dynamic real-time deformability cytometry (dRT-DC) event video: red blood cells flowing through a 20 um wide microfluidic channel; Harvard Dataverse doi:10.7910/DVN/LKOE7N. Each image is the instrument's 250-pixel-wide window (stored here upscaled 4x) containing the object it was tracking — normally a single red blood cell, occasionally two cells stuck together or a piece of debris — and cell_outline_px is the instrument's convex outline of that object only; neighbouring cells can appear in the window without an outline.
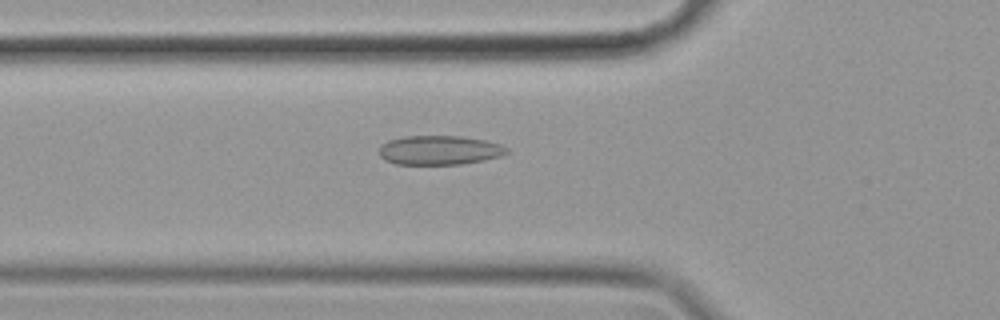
{"species": "common noctule bat (a hibernating species)", "species_latin": "Nyctalus noctula", "temperature_condition": "cold", "stored_images_in_passage": 56, "camera_frame_rate_fps": 3000, "um_per_image_px": 0.085, "animal": {"sex": "female", "body_mass_g": 19.9}, "frame": {"image": 1, "passage_image": 19, "time_ms": 6.0, "image_size_px": [1000, 320], "cell_outline_px": [[508, 152], [500, 156], [484, 160], [460, 164], [396, 164], [384, 160], [380, 156], [380, 144], [388, 140], [404, 136], [460, 136], [484, 140], [500, 144], [508, 148]], "centroid_in_image_um": [37.32, 12.76], "position_along_channel_um": 88.5, "area_um2": 21.73}}
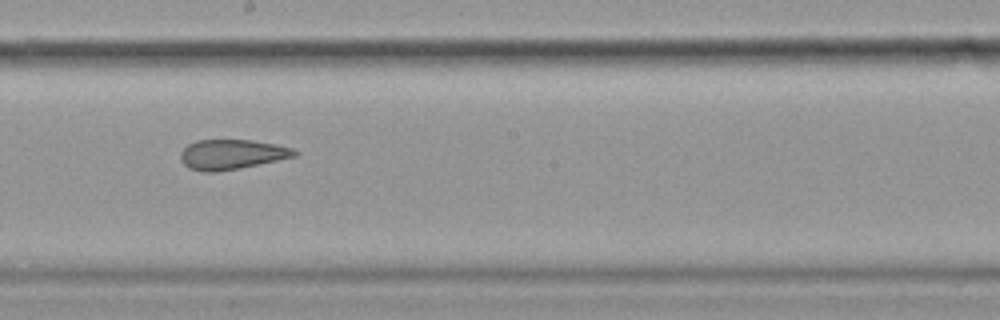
{"frame": {"image": 2, "passage_image": 31, "time_ms": 10.0, "image_size_px": [1000, 320], "cell_outline_px": [[300, 152], [296, 156], [240, 168], [216, 172], [204, 172], [188, 168], [180, 160], [180, 152], [188, 144], [196, 140], [252, 140], [276, 144], [292, 148]], "centroid_in_image_um": [19.68, 13.12], "position_along_channel_um": 228.5, "area_um2": 19.94}}
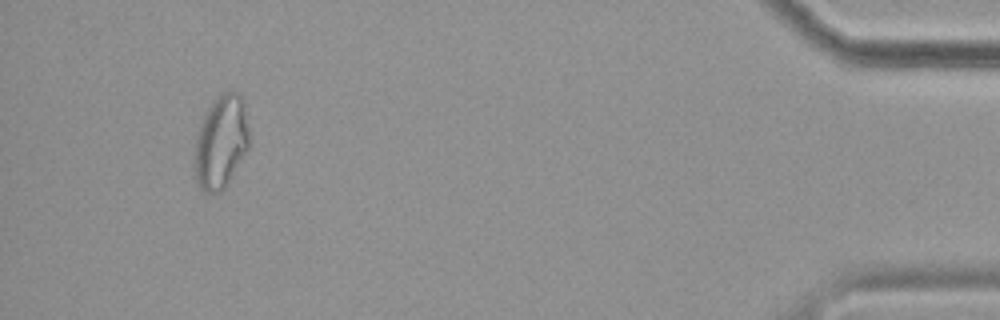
{"frame": {"image": 3, "passage_image": 53, "time_ms": 17.333, "image_size_px": [1000, 320], "cell_outline_px": [[248, 148], [224, 188], [220, 192], [212, 196], [204, 192], [200, 188], [196, 180], [192, 164], [192, 160], [196, 136], [200, 124], [208, 108], [216, 96], [224, 92], [240, 92], [244, 100], [248, 128]], "centroid_in_image_um": [18.74, 12.09], "position_along_channel_um": 416.5, "area_um2": 30.06}, "authors_computed_cell_mechanics": {"area_um2": 23.6691, "velocity_mm_per_s": 3.4973, "shape_relaxation_time_tau1_ms": null, "shape_relaxation_time_tau2_ms": 3.3577, "deformation_change_tau1": null, "deformation_change_tau2": 0.1101}}